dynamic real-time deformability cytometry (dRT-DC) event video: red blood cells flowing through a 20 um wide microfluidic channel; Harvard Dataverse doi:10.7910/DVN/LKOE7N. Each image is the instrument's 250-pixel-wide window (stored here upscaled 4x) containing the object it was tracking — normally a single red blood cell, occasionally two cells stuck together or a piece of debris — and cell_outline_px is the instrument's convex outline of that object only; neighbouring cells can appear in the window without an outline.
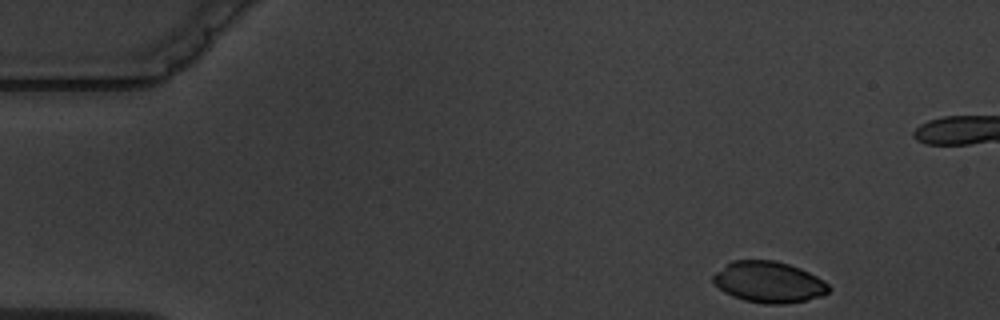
{"species": "common noctule bat (a hibernating species)", "species_latin": "Nyctalus noctula", "temperature_condition": "warm", "stored_images_in_passage": 7, "camera_frame_rate_fps": 3000, "um_per_image_px": 0.085, "animal": {"sex": "male", "body_mass_g": 19.5, "forearm_length_mm": 54.6}, "frame": {"image": 1, "passage_image": 1, "time_ms": 0.0, "image_size_px": [1000, 320], "cell_outline_px": [[832, 288], [824, 296], [784, 304], [764, 304], [744, 300], [732, 296], [724, 292], [712, 280], [712, 276], [716, 272], [732, 260], [776, 260], [800, 268], [824, 280]], "centroid_in_image_um": [65.36, 23.98], "position_along_channel_um": 19.6, "area_um2": 27.74}}